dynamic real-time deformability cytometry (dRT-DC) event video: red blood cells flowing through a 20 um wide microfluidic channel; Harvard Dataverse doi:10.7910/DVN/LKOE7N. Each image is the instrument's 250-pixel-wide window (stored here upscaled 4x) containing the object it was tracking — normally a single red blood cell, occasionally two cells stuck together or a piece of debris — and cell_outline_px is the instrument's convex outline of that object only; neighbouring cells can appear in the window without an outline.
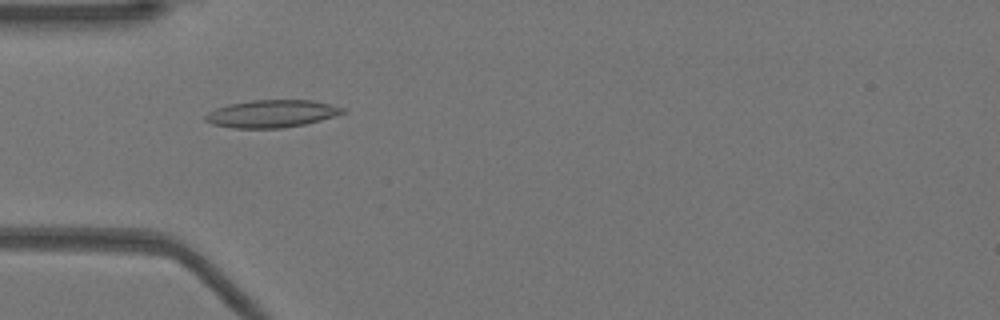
{"species": "Egyptian fruit bat (a non-hibernating species)", "species_latin": "Rousettus aegyptiacus", "temperature_condition": "warm", "stored_images_in_passage": 51, "camera_frame_rate_fps": 3000, "um_per_image_px": 0.085, "animal": {"sex": "female"}, "frame": {"image": 1, "passage_image": 15, "time_ms": 4.667, "image_size_px": [1000, 320], "cell_outline_px": [[344, 112], [336, 116], [304, 124], [280, 128], [232, 128], [212, 124], [204, 120], [204, 116], [208, 112], [216, 108], [228, 104], [252, 100], [312, 100], [344, 108]], "centroid_in_image_um": [23.05, 9.66], "position_along_channel_um": 62.0, "area_um2": 21.91}}
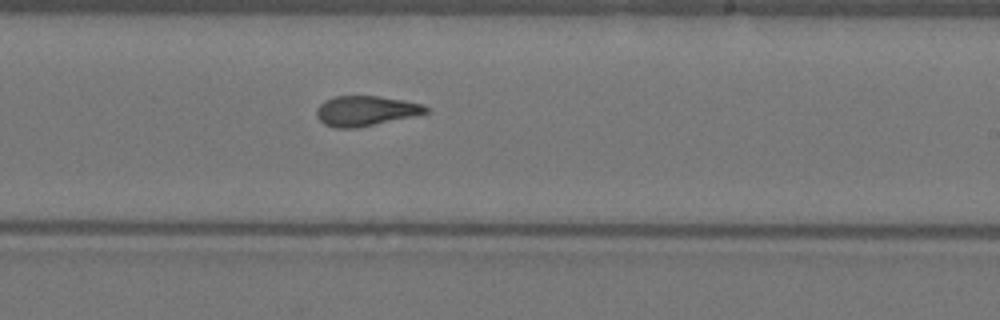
{"frame": {"image": 2, "passage_image": 30, "time_ms": 9.667, "image_size_px": [1000, 320], "cell_outline_px": [[432, 112], [356, 128], [336, 128], [324, 124], [316, 116], [316, 108], [324, 100], [336, 96], [380, 96], [404, 100], [424, 104]], "centroid_in_image_um": [31.09, 9.41], "position_along_channel_um": 257.9, "area_um2": 19.25}}
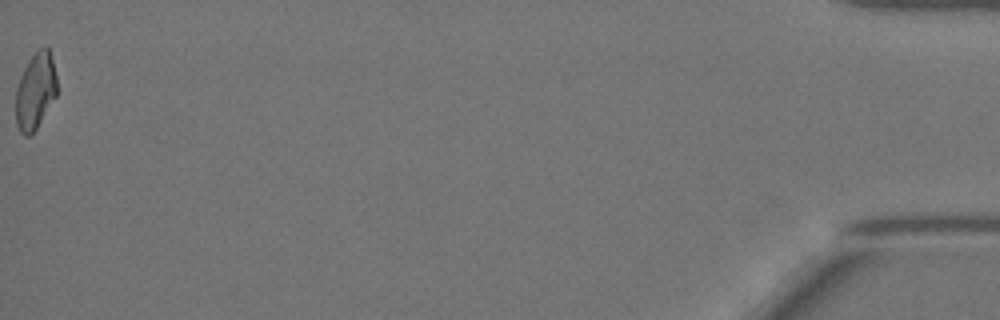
{"frame": {"image": 3, "passage_image": 51, "time_ms": 16.667, "image_size_px": [1000, 320], "cell_outline_px": [[56, 96], [36, 128], [28, 136], [24, 136], [20, 132], [16, 124], [16, 88], [20, 76], [28, 60], [36, 48], [44, 44], [48, 44], [56, 76]], "centroid_in_image_um": [3.0, 7.66], "position_along_channel_um": 432.2, "area_um2": 18.5}, "authors_computed_cell_mechanics": {"area_um2": 19.5364, "velocity_mm_per_s": 3.9444, "shape_relaxation_time_tau1_ms": 7.1379, "shape_relaxation_time_tau2_ms": 2.0522, "deformation_change_tau1": 0.2213, "deformation_change_tau2": 0.1048}}